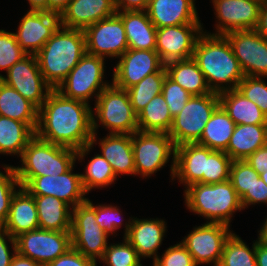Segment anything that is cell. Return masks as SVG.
I'll use <instances>...</instances> for the list:
<instances>
[{
  "label": "cell",
  "instance_id": "cell-1",
  "mask_svg": "<svg viewBox=\"0 0 267 266\" xmlns=\"http://www.w3.org/2000/svg\"><path fill=\"white\" fill-rule=\"evenodd\" d=\"M53 89L39 108L35 135L43 141L78 150L90 144L92 106Z\"/></svg>",
  "mask_w": 267,
  "mask_h": 266
},
{
  "label": "cell",
  "instance_id": "cell-2",
  "mask_svg": "<svg viewBox=\"0 0 267 266\" xmlns=\"http://www.w3.org/2000/svg\"><path fill=\"white\" fill-rule=\"evenodd\" d=\"M192 58L204 74L211 92L219 94L236 89L245 76L225 35L203 32Z\"/></svg>",
  "mask_w": 267,
  "mask_h": 266
},
{
  "label": "cell",
  "instance_id": "cell-3",
  "mask_svg": "<svg viewBox=\"0 0 267 266\" xmlns=\"http://www.w3.org/2000/svg\"><path fill=\"white\" fill-rule=\"evenodd\" d=\"M85 53L84 30L60 26L35 55L45 81L56 89Z\"/></svg>",
  "mask_w": 267,
  "mask_h": 266
},
{
  "label": "cell",
  "instance_id": "cell-4",
  "mask_svg": "<svg viewBox=\"0 0 267 266\" xmlns=\"http://www.w3.org/2000/svg\"><path fill=\"white\" fill-rule=\"evenodd\" d=\"M188 211L206 219V223L230 226L235 212L243 210L240 198L229 180L222 183H195L184 189Z\"/></svg>",
  "mask_w": 267,
  "mask_h": 266
},
{
  "label": "cell",
  "instance_id": "cell-5",
  "mask_svg": "<svg viewBox=\"0 0 267 266\" xmlns=\"http://www.w3.org/2000/svg\"><path fill=\"white\" fill-rule=\"evenodd\" d=\"M77 150L55 145L36 135L28 142L20 157L19 166H13L16 177L25 187L34 177L61 175L76 164Z\"/></svg>",
  "mask_w": 267,
  "mask_h": 266
},
{
  "label": "cell",
  "instance_id": "cell-6",
  "mask_svg": "<svg viewBox=\"0 0 267 266\" xmlns=\"http://www.w3.org/2000/svg\"><path fill=\"white\" fill-rule=\"evenodd\" d=\"M102 126L109 134H133L138 131L135 113L127 90L112 82L106 87L92 108V131L97 133Z\"/></svg>",
  "mask_w": 267,
  "mask_h": 266
},
{
  "label": "cell",
  "instance_id": "cell-7",
  "mask_svg": "<svg viewBox=\"0 0 267 266\" xmlns=\"http://www.w3.org/2000/svg\"><path fill=\"white\" fill-rule=\"evenodd\" d=\"M135 176L150 178L171 160L170 177L175 171V145L166 133L137 131L132 134Z\"/></svg>",
  "mask_w": 267,
  "mask_h": 266
},
{
  "label": "cell",
  "instance_id": "cell-8",
  "mask_svg": "<svg viewBox=\"0 0 267 266\" xmlns=\"http://www.w3.org/2000/svg\"><path fill=\"white\" fill-rule=\"evenodd\" d=\"M105 60L102 57L85 53L68 76L57 86L62 96L87 104L97 100L100 93L111 83L105 78Z\"/></svg>",
  "mask_w": 267,
  "mask_h": 266
},
{
  "label": "cell",
  "instance_id": "cell-9",
  "mask_svg": "<svg viewBox=\"0 0 267 266\" xmlns=\"http://www.w3.org/2000/svg\"><path fill=\"white\" fill-rule=\"evenodd\" d=\"M219 105L218 93L192 95L181 112L173 118L172 127L168 132L175 147L186 143H197L206 123Z\"/></svg>",
  "mask_w": 267,
  "mask_h": 266
},
{
  "label": "cell",
  "instance_id": "cell-10",
  "mask_svg": "<svg viewBox=\"0 0 267 266\" xmlns=\"http://www.w3.org/2000/svg\"><path fill=\"white\" fill-rule=\"evenodd\" d=\"M110 236L98 225L95 210L87 203L72 209V247L96 263L103 257Z\"/></svg>",
  "mask_w": 267,
  "mask_h": 266
},
{
  "label": "cell",
  "instance_id": "cell-11",
  "mask_svg": "<svg viewBox=\"0 0 267 266\" xmlns=\"http://www.w3.org/2000/svg\"><path fill=\"white\" fill-rule=\"evenodd\" d=\"M16 250L41 266L62 256L72 247L71 231L34 229L15 238Z\"/></svg>",
  "mask_w": 267,
  "mask_h": 266
},
{
  "label": "cell",
  "instance_id": "cell-12",
  "mask_svg": "<svg viewBox=\"0 0 267 266\" xmlns=\"http://www.w3.org/2000/svg\"><path fill=\"white\" fill-rule=\"evenodd\" d=\"M202 225V226H201ZM194 226L193 230L180 241L198 265L218 266L226 240L234 232L230 226L220 223H204Z\"/></svg>",
  "mask_w": 267,
  "mask_h": 266
},
{
  "label": "cell",
  "instance_id": "cell-13",
  "mask_svg": "<svg viewBox=\"0 0 267 266\" xmlns=\"http://www.w3.org/2000/svg\"><path fill=\"white\" fill-rule=\"evenodd\" d=\"M5 73L0 80L18 91L38 109L53 90L41 74L35 54H27Z\"/></svg>",
  "mask_w": 267,
  "mask_h": 266
},
{
  "label": "cell",
  "instance_id": "cell-14",
  "mask_svg": "<svg viewBox=\"0 0 267 266\" xmlns=\"http://www.w3.org/2000/svg\"><path fill=\"white\" fill-rule=\"evenodd\" d=\"M86 53L104 59H118L127 49L125 27L117 15L102 19L85 30Z\"/></svg>",
  "mask_w": 267,
  "mask_h": 266
},
{
  "label": "cell",
  "instance_id": "cell-15",
  "mask_svg": "<svg viewBox=\"0 0 267 266\" xmlns=\"http://www.w3.org/2000/svg\"><path fill=\"white\" fill-rule=\"evenodd\" d=\"M245 76L267 79V39L255 29L225 34Z\"/></svg>",
  "mask_w": 267,
  "mask_h": 266
},
{
  "label": "cell",
  "instance_id": "cell-16",
  "mask_svg": "<svg viewBox=\"0 0 267 266\" xmlns=\"http://www.w3.org/2000/svg\"><path fill=\"white\" fill-rule=\"evenodd\" d=\"M113 68L112 83L127 90L152 73H166L156 50L127 49Z\"/></svg>",
  "mask_w": 267,
  "mask_h": 266
},
{
  "label": "cell",
  "instance_id": "cell-17",
  "mask_svg": "<svg viewBox=\"0 0 267 266\" xmlns=\"http://www.w3.org/2000/svg\"><path fill=\"white\" fill-rule=\"evenodd\" d=\"M93 133L90 144L80 148L76 152L77 162H83L91 153L96 144L100 147V154L110 163L115 176L133 175L135 177L134 152L132 147V134H109L99 138Z\"/></svg>",
  "mask_w": 267,
  "mask_h": 266
},
{
  "label": "cell",
  "instance_id": "cell-18",
  "mask_svg": "<svg viewBox=\"0 0 267 266\" xmlns=\"http://www.w3.org/2000/svg\"><path fill=\"white\" fill-rule=\"evenodd\" d=\"M216 17L215 32L225 35L235 30L256 29L262 2L259 0H211Z\"/></svg>",
  "mask_w": 267,
  "mask_h": 266
},
{
  "label": "cell",
  "instance_id": "cell-19",
  "mask_svg": "<svg viewBox=\"0 0 267 266\" xmlns=\"http://www.w3.org/2000/svg\"><path fill=\"white\" fill-rule=\"evenodd\" d=\"M203 27V24H183L158 28L155 50L160 60L166 64L191 58L198 38L204 32Z\"/></svg>",
  "mask_w": 267,
  "mask_h": 266
},
{
  "label": "cell",
  "instance_id": "cell-20",
  "mask_svg": "<svg viewBox=\"0 0 267 266\" xmlns=\"http://www.w3.org/2000/svg\"><path fill=\"white\" fill-rule=\"evenodd\" d=\"M75 164L64 174L34 177L24 188L32 196H54L72 209L86 202L81 173H73Z\"/></svg>",
  "mask_w": 267,
  "mask_h": 266
},
{
  "label": "cell",
  "instance_id": "cell-21",
  "mask_svg": "<svg viewBox=\"0 0 267 266\" xmlns=\"http://www.w3.org/2000/svg\"><path fill=\"white\" fill-rule=\"evenodd\" d=\"M61 26L60 15L44 11H27L13 32L27 54H36Z\"/></svg>",
  "mask_w": 267,
  "mask_h": 266
},
{
  "label": "cell",
  "instance_id": "cell-22",
  "mask_svg": "<svg viewBox=\"0 0 267 266\" xmlns=\"http://www.w3.org/2000/svg\"><path fill=\"white\" fill-rule=\"evenodd\" d=\"M166 224L161 218L133 217L129 231L124 238L133 246L141 259L152 258L154 261L166 237Z\"/></svg>",
  "mask_w": 267,
  "mask_h": 266
},
{
  "label": "cell",
  "instance_id": "cell-23",
  "mask_svg": "<svg viewBox=\"0 0 267 266\" xmlns=\"http://www.w3.org/2000/svg\"><path fill=\"white\" fill-rule=\"evenodd\" d=\"M195 1L149 0L146 12L157 29L183 24H203L198 16Z\"/></svg>",
  "mask_w": 267,
  "mask_h": 266
},
{
  "label": "cell",
  "instance_id": "cell-24",
  "mask_svg": "<svg viewBox=\"0 0 267 266\" xmlns=\"http://www.w3.org/2000/svg\"><path fill=\"white\" fill-rule=\"evenodd\" d=\"M116 12L113 0H71L60 15V22L64 28L85 30Z\"/></svg>",
  "mask_w": 267,
  "mask_h": 266
},
{
  "label": "cell",
  "instance_id": "cell-25",
  "mask_svg": "<svg viewBox=\"0 0 267 266\" xmlns=\"http://www.w3.org/2000/svg\"><path fill=\"white\" fill-rule=\"evenodd\" d=\"M208 147L197 143H186L175 147V171L173 180L177 178L184 189L198 183L205 173Z\"/></svg>",
  "mask_w": 267,
  "mask_h": 266
},
{
  "label": "cell",
  "instance_id": "cell-26",
  "mask_svg": "<svg viewBox=\"0 0 267 266\" xmlns=\"http://www.w3.org/2000/svg\"><path fill=\"white\" fill-rule=\"evenodd\" d=\"M2 228L13 238L39 228L34 196L25 188L20 187L13 195L9 214Z\"/></svg>",
  "mask_w": 267,
  "mask_h": 266
},
{
  "label": "cell",
  "instance_id": "cell-27",
  "mask_svg": "<svg viewBox=\"0 0 267 266\" xmlns=\"http://www.w3.org/2000/svg\"><path fill=\"white\" fill-rule=\"evenodd\" d=\"M116 14L123 21L128 49L155 50L157 28L146 11H121Z\"/></svg>",
  "mask_w": 267,
  "mask_h": 266
},
{
  "label": "cell",
  "instance_id": "cell-28",
  "mask_svg": "<svg viewBox=\"0 0 267 266\" xmlns=\"http://www.w3.org/2000/svg\"><path fill=\"white\" fill-rule=\"evenodd\" d=\"M267 144V124L235 126L226 153L234 160H245Z\"/></svg>",
  "mask_w": 267,
  "mask_h": 266
},
{
  "label": "cell",
  "instance_id": "cell-29",
  "mask_svg": "<svg viewBox=\"0 0 267 266\" xmlns=\"http://www.w3.org/2000/svg\"><path fill=\"white\" fill-rule=\"evenodd\" d=\"M39 109L18 91L0 80V115L26 123L34 132Z\"/></svg>",
  "mask_w": 267,
  "mask_h": 266
},
{
  "label": "cell",
  "instance_id": "cell-30",
  "mask_svg": "<svg viewBox=\"0 0 267 266\" xmlns=\"http://www.w3.org/2000/svg\"><path fill=\"white\" fill-rule=\"evenodd\" d=\"M39 228L71 231L72 208L54 196H34Z\"/></svg>",
  "mask_w": 267,
  "mask_h": 266
},
{
  "label": "cell",
  "instance_id": "cell-31",
  "mask_svg": "<svg viewBox=\"0 0 267 266\" xmlns=\"http://www.w3.org/2000/svg\"><path fill=\"white\" fill-rule=\"evenodd\" d=\"M219 99L220 105L236 125L267 124V117L261 109L237 88L219 93Z\"/></svg>",
  "mask_w": 267,
  "mask_h": 266
},
{
  "label": "cell",
  "instance_id": "cell-32",
  "mask_svg": "<svg viewBox=\"0 0 267 266\" xmlns=\"http://www.w3.org/2000/svg\"><path fill=\"white\" fill-rule=\"evenodd\" d=\"M167 76L178 83L191 95H204L211 93L204 74L196 61L188 59L174 60L164 64Z\"/></svg>",
  "mask_w": 267,
  "mask_h": 266
},
{
  "label": "cell",
  "instance_id": "cell-33",
  "mask_svg": "<svg viewBox=\"0 0 267 266\" xmlns=\"http://www.w3.org/2000/svg\"><path fill=\"white\" fill-rule=\"evenodd\" d=\"M236 124L219 105L212 113L197 144L209 149L225 152Z\"/></svg>",
  "mask_w": 267,
  "mask_h": 266
},
{
  "label": "cell",
  "instance_id": "cell-34",
  "mask_svg": "<svg viewBox=\"0 0 267 266\" xmlns=\"http://www.w3.org/2000/svg\"><path fill=\"white\" fill-rule=\"evenodd\" d=\"M35 132L24 122L0 115V154L21 157Z\"/></svg>",
  "mask_w": 267,
  "mask_h": 266
},
{
  "label": "cell",
  "instance_id": "cell-35",
  "mask_svg": "<svg viewBox=\"0 0 267 266\" xmlns=\"http://www.w3.org/2000/svg\"><path fill=\"white\" fill-rule=\"evenodd\" d=\"M173 124L163 94L156 95L137 115L138 131L168 134Z\"/></svg>",
  "mask_w": 267,
  "mask_h": 266
},
{
  "label": "cell",
  "instance_id": "cell-36",
  "mask_svg": "<svg viewBox=\"0 0 267 266\" xmlns=\"http://www.w3.org/2000/svg\"><path fill=\"white\" fill-rule=\"evenodd\" d=\"M86 164L84 173L81 172V181L87 195L92 189L102 190L115 184L117 177L110 163L101 154H94Z\"/></svg>",
  "mask_w": 267,
  "mask_h": 266
},
{
  "label": "cell",
  "instance_id": "cell-37",
  "mask_svg": "<svg viewBox=\"0 0 267 266\" xmlns=\"http://www.w3.org/2000/svg\"><path fill=\"white\" fill-rule=\"evenodd\" d=\"M253 240L252 248L234 232L226 240L221 261L218 266H257L255 256V243Z\"/></svg>",
  "mask_w": 267,
  "mask_h": 266
},
{
  "label": "cell",
  "instance_id": "cell-38",
  "mask_svg": "<svg viewBox=\"0 0 267 266\" xmlns=\"http://www.w3.org/2000/svg\"><path fill=\"white\" fill-rule=\"evenodd\" d=\"M167 73H152L139 83L127 89L131 105L138 115L156 95L162 93V85Z\"/></svg>",
  "mask_w": 267,
  "mask_h": 266
},
{
  "label": "cell",
  "instance_id": "cell-39",
  "mask_svg": "<svg viewBox=\"0 0 267 266\" xmlns=\"http://www.w3.org/2000/svg\"><path fill=\"white\" fill-rule=\"evenodd\" d=\"M86 202L95 210L96 221L98 225L110 236H117V231L120 230L122 225L124 226V235L128 233L129 228L131 226V222L133 217L124 219L122 216L121 209L119 206H115L113 204H97L94 203L87 198ZM123 220H127L125 224H123ZM116 234V235H115Z\"/></svg>",
  "mask_w": 267,
  "mask_h": 266
},
{
  "label": "cell",
  "instance_id": "cell-40",
  "mask_svg": "<svg viewBox=\"0 0 267 266\" xmlns=\"http://www.w3.org/2000/svg\"><path fill=\"white\" fill-rule=\"evenodd\" d=\"M232 161L226 152L208 148L205 173H203V177L198 183L212 184L229 180Z\"/></svg>",
  "mask_w": 267,
  "mask_h": 266
},
{
  "label": "cell",
  "instance_id": "cell-41",
  "mask_svg": "<svg viewBox=\"0 0 267 266\" xmlns=\"http://www.w3.org/2000/svg\"><path fill=\"white\" fill-rule=\"evenodd\" d=\"M103 261V262H102ZM137 251L123 237V242L110 243L99 260L106 266H143Z\"/></svg>",
  "mask_w": 267,
  "mask_h": 266
},
{
  "label": "cell",
  "instance_id": "cell-42",
  "mask_svg": "<svg viewBox=\"0 0 267 266\" xmlns=\"http://www.w3.org/2000/svg\"><path fill=\"white\" fill-rule=\"evenodd\" d=\"M1 167L4 172L0 171V228L6 223L13 195L21 187L14 167L4 163Z\"/></svg>",
  "mask_w": 267,
  "mask_h": 266
},
{
  "label": "cell",
  "instance_id": "cell-43",
  "mask_svg": "<svg viewBox=\"0 0 267 266\" xmlns=\"http://www.w3.org/2000/svg\"><path fill=\"white\" fill-rule=\"evenodd\" d=\"M259 174L246 160H234L230 167L229 181L241 199L251 189Z\"/></svg>",
  "mask_w": 267,
  "mask_h": 266
},
{
  "label": "cell",
  "instance_id": "cell-44",
  "mask_svg": "<svg viewBox=\"0 0 267 266\" xmlns=\"http://www.w3.org/2000/svg\"><path fill=\"white\" fill-rule=\"evenodd\" d=\"M27 53L18 44L13 32L0 29V70L8 71ZM3 75L0 73V78Z\"/></svg>",
  "mask_w": 267,
  "mask_h": 266
},
{
  "label": "cell",
  "instance_id": "cell-45",
  "mask_svg": "<svg viewBox=\"0 0 267 266\" xmlns=\"http://www.w3.org/2000/svg\"><path fill=\"white\" fill-rule=\"evenodd\" d=\"M237 89L254 102L267 117V82L264 77L244 76Z\"/></svg>",
  "mask_w": 267,
  "mask_h": 266
},
{
  "label": "cell",
  "instance_id": "cell-46",
  "mask_svg": "<svg viewBox=\"0 0 267 266\" xmlns=\"http://www.w3.org/2000/svg\"><path fill=\"white\" fill-rule=\"evenodd\" d=\"M162 94L167 102L169 112L174 118L185 107L191 94L183 89L178 83L171 80L167 75L162 85Z\"/></svg>",
  "mask_w": 267,
  "mask_h": 266
},
{
  "label": "cell",
  "instance_id": "cell-47",
  "mask_svg": "<svg viewBox=\"0 0 267 266\" xmlns=\"http://www.w3.org/2000/svg\"><path fill=\"white\" fill-rule=\"evenodd\" d=\"M152 266H197L186 247L181 243L165 249L164 253L153 261Z\"/></svg>",
  "mask_w": 267,
  "mask_h": 266
},
{
  "label": "cell",
  "instance_id": "cell-48",
  "mask_svg": "<svg viewBox=\"0 0 267 266\" xmlns=\"http://www.w3.org/2000/svg\"><path fill=\"white\" fill-rule=\"evenodd\" d=\"M243 210L257 204H267V185L259 177L254 185L240 199Z\"/></svg>",
  "mask_w": 267,
  "mask_h": 266
},
{
  "label": "cell",
  "instance_id": "cell-49",
  "mask_svg": "<svg viewBox=\"0 0 267 266\" xmlns=\"http://www.w3.org/2000/svg\"><path fill=\"white\" fill-rule=\"evenodd\" d=\"M47 266H97V263L71 247Z\"/></svg>",
  "mask_w": 267,
  "mask_h": 266
},
{
  "label": "cell",
  "instance_id": "cell-50",
  "mask_svg": "<svg viewBox=\"0 0 267 266\" xmlns=\"http://www.w3.org/2000/svg\"><path fill=\"white\" fill-rule=\"evenodd\" d=\"M16 252L15 238L0 228V266H10Z\"/></svg>",
  "mask_w": 267,
  "mask_h": 266
},
{
  "label": "cell",
  "instance_id": "cell-51",
  "mask_svg": "<svg viewBox=\"0 0 267 266\" xmlns=\"http://www.w3.org/2000/svg\"><path fill=\"white\" fill-rule=\"evenodd\" d=\"M249 165L258 173L267 170V144L257 149L248 158L245 159Z\"/></svg>",
  "mask_w": 267,
  "mask_h": 266
},
{
  "label": "cell",
  "instance_id": "cell-52",
  "mask_svg": "<svg viewBox=\"0 0 267 266\" xmlns=\"http://www.w3.org/2000/svg\"><path fill=\"white\" fill-rule=\"evenodd\" d=\"M117 12L146 11L149 0H113Z\"/></svg>",
  "mask_w": 267,
  "mask_h": 266
},
{
  "label": "cell",
  "instance_id": "cell-53",
  "mask_svg": "<svg viewBox=\"0 0 267 266\" xmlns=\"http://www.w3.org/2000/svg\"><path fill=\"white\" fill-rule=\"evenodd\" d=\"M261 36L267 39V0L262 2L259 20L255 29Z\"/></svg>",
  "mask_w": 267,
  "mask_h": 266
},
{
  "label": "cell",
  "instance_id": "cell-54",
  "mask_svg": "<svg viewBox=\"0 0 267 266\" xmlns=\"http://www.w3.org/2000/svg\"><path fill=\"white\" fill-rule=\"evenodd\" d=\"M255 256L257 266H267V244L257 241L255 243Z\"/></svg>",
  "mask_w": 267,
  "mask_h": 266
},
{
  "label": "cell",
  "instance_id": "cell-55",
  "mask_svg": "<svg viewBox=\"0 0 267 266\" xmlns=\"http://www.w3.org/2000/svg\"><path fill=\"white\" fill-rule=\"evenodd\" d=\"M71 0H47V12L61 15Z\"/></svg>",
  "mask_w": 267,
  "mask_h": 266
},
{
  "label": "cell",
  "instance_id": "cell-56",
  "mask_svg": "<svg viewBox=\"0 0 267 266\" xmlns=\"http://www.w3.org/2000/svg\"><path fill=\"white\" fill-rule=\"evenodd\" d=\"M10 266H41V265L36 261L16 252Z\"/></svg>",
  "mask_w": 267,
  "mask_h": 266
},
{
  "label": "cell",
  "instance_id": "cell-57",
  "mask_svg": "<svg viewBox=\"0 0 267 266\" xmlns=\"http://www.w3.org/2000/svg\"><path fill=\"white\" fill-rule=\"evenodd\" d=\"M29 11H44L47 12V0H27Z\"/></svg>",
  "mask_w": 267,
  "mask_h": 266
},
{
  "label": "cell",
  "instance_id": "cell-58",
  "mask_svg": "<svg viewBox=\"0 0 267 266\" xmlns=\"http://www.w3.org/2000/svg\"><path fill=\"white\" fill-rule=\"evenodd\" d=\"M261 226L262 227H260V230L258 231L257 240L259 242L267 244V217H266L264 223Z\"/></svg>",
  "mask_w": 267,
  "mask_h": 266
},
{
  "label": "cell",
  "instance_id": "cell-59",
  "mask_svg": "<svg viewBox=\"0 0 267 266\" xmlns=\"http://www.w3.org/2000/svg\"><path fill=\"white\" fill-rule=\"evenodd\" d=\"M259 177L265 182L267 185V170L259 174Z\"/></svg>",
  "mask_w": 267,
  "mask_h": 266
}]
</instances>
